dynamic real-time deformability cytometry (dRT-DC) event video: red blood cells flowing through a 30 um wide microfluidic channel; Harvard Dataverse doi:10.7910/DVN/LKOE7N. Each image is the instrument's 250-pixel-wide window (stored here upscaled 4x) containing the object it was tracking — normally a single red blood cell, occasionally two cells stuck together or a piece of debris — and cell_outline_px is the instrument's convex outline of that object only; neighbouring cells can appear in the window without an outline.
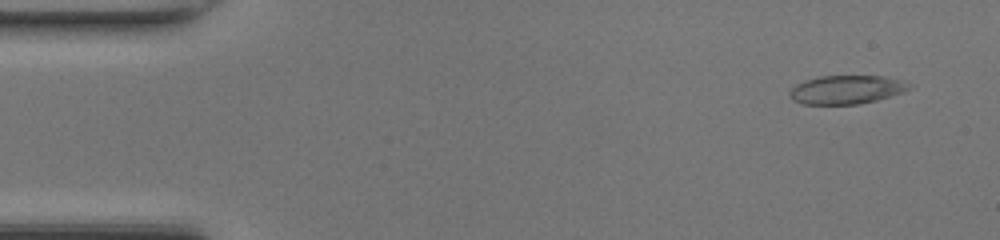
{"species": "common noctule bat (a hibernating species)", "species_latin": "Nyctalus noctula", "temperature_condition": "room temperature", "stored_images_in_passage": 12, "camera_frame_rate_fps": 3000, "um_per_image_px": 0.085, "animal": {"sex": "female", "body_mass_g": 17.0, "forearm_length_mm": 48.0}, "frame": {"image": 1, "passage_image": 3, "time_ms": 0.667, "image_size_px": [1000, 240], "cell_outline_px": [[912, 88], [904, 92], [876, 100], [860, 104], [804, 104], [792, 100], [788, 92], [796, 84], [804, 80], [820, 76], [880, 76], [900, 80], [912, 84]], "centroid_in_image_um": [71.94, 7.62], "position_along_channel_um": 13.1, "area_um2": 19.94}}